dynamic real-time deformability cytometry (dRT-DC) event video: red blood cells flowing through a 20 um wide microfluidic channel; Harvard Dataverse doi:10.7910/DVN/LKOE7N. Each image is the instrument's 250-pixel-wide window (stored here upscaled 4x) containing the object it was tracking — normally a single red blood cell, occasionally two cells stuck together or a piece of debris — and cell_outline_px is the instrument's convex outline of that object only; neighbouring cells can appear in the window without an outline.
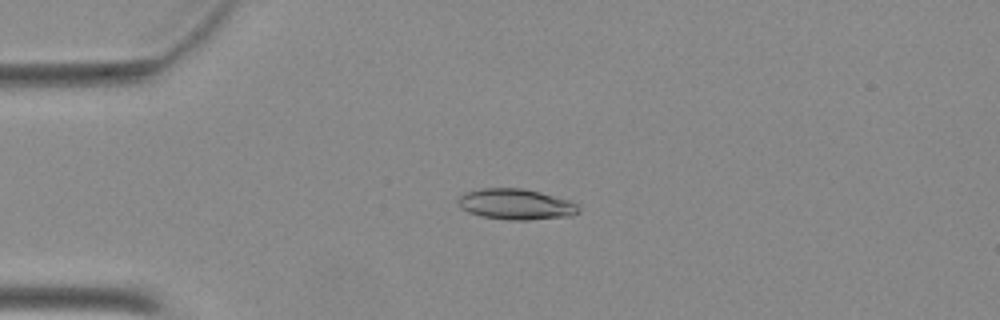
{"species": "Egyptian fruit bat (a non-hibernating species)", "species_latin": "Rousettus aegyptiacus", "temperature_condition": "warm", "stored_images_in_passage": 50, "camera_frame_rate_fps": 3000, "um_per_image_px": 0.085, "animal": {"sex": "female"}, "frame": {"image": 1, "passage_image": 12, "time_ms": 3.667, "image_size_px": [1000, 320], "cell_outline_px": [[580, 212], [572, 216], [528, 220], [508, 220], [480, 216], [468, 212], [460, 208], [456, 200], [464, 192], [480, 188], [520, 188], [540, 192], [568, 200], [576, 204], [580, 208]], "centroid_in_image_um": [43.82, 17.36], "position_along_channel_um": 41.2, "area_um2": 21.79}}
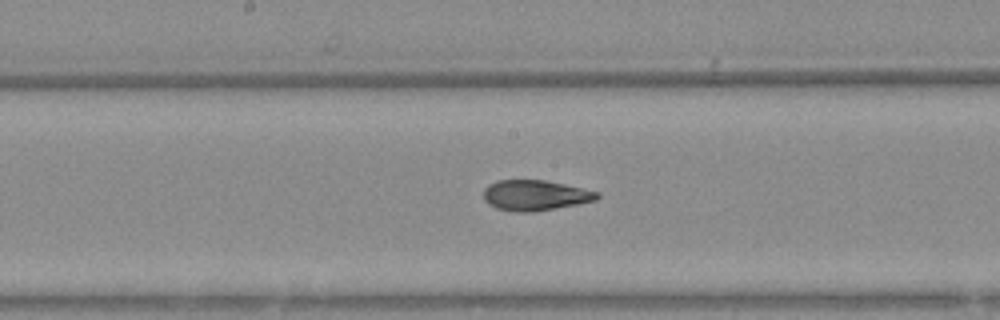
{"frame": {"image": 2, "passage_image": 26, "time_ms": 8.333, "image_size_px": [1000, 320], "cell_outline_px": [[600, 196], [596, 200], [556, 208], [532, 212], [516, 212], [496, 208], [488, 204], [484, 200], [484, 188], [488, 184], [496, 180], [544, 180], [564, 184], [600, 192]], "centroid_in_image_um": [45.46, 16.6], "position_along_channel_um": 202.7, "area_um2": 20.17}}
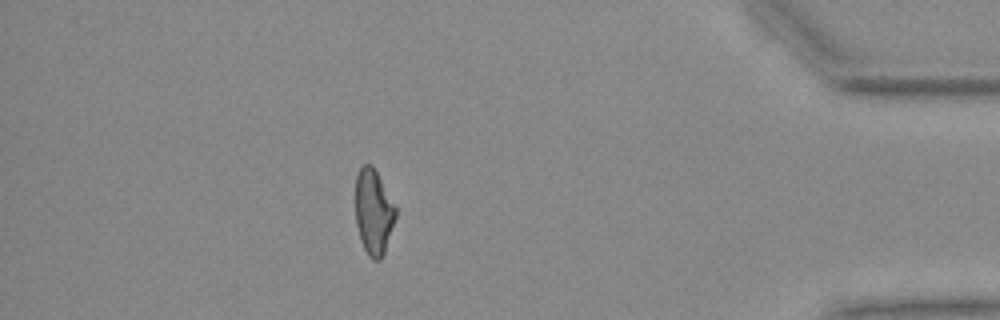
{"frame": {"image": 3, "passage_image": 44, "time_ms": 14.333, "image_size_px": [1000, 320], "cell_outline_px": [[396, 216], [384, 252], [380, 260], [372, 260], [368, 256], [360, 240], [356, 224], [356, 176], [360, 168], [364, 164], [372, 164], [396, 208]], "centroid_in_image_um": [31.74, 18.03], "position_along_channel_um": 403.5, "area_um2": 19.71}}